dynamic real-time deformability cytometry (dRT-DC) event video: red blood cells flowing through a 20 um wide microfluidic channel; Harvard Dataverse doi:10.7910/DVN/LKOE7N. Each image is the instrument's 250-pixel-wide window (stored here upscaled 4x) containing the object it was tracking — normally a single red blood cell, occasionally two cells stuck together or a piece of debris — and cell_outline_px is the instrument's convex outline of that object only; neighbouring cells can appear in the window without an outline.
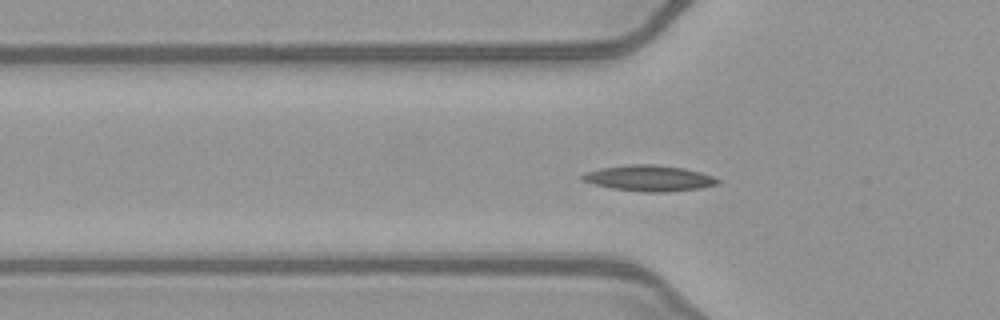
{"species": "common noctule bat (a hibernating species)", "species_latin": "Nyctalus noctula", "temperature_condition": "warm", "stored_images_in_passage": 52, "camera_frame_rate_fps": 3000, "um_per_image_px": 0.085, "animal": {"sex": "female", "body_mass_g": 21.9}, "frame": {"image": 1, "passage_image": 17, "time_ms": 5.333, "image_size_px": [1000, 320], "cell_outline_px": [[720, 184], [700, 188], [668, 192], [644, 192], [612, 188], [592, 184], [580, 180], [580, 176], [584, 172], [600, 168], [628, 164], [656, 164], [684, 168], [700, 172], [712, 176], [720, 180]], "centroid_in_image_um": [55.15, 15.14], "position_along_channel_um": 70.7, "area_um2": 20.63}}
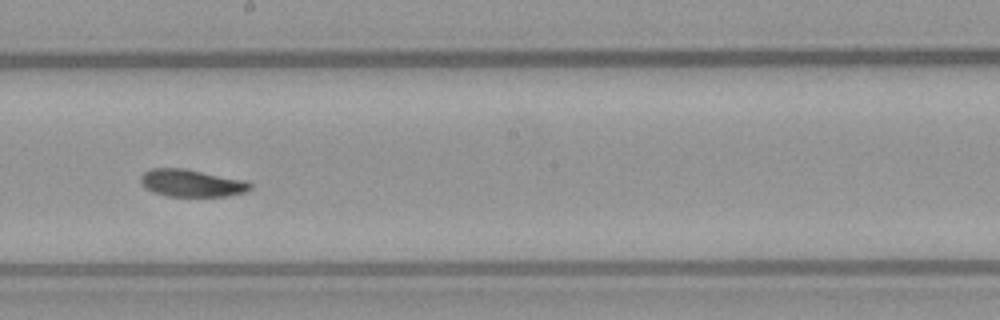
{"frame": {"image": 2, "passage_image": 29, "time_ms": 9.333, "image_size_px": [1000, 320], "cell_outline_px": [[252, 188], [244, 192], [228, 196], [168, 196], [152, 192], [144, 188], [140, 180], [140, 176], [144, 172], [152, 168], [184, 168], [248, 180], [252, 184]], "centroid_in_image_um": [16.3, 15.56], "position_along_channel_um": 231.9, "area_um2": 17.69}}
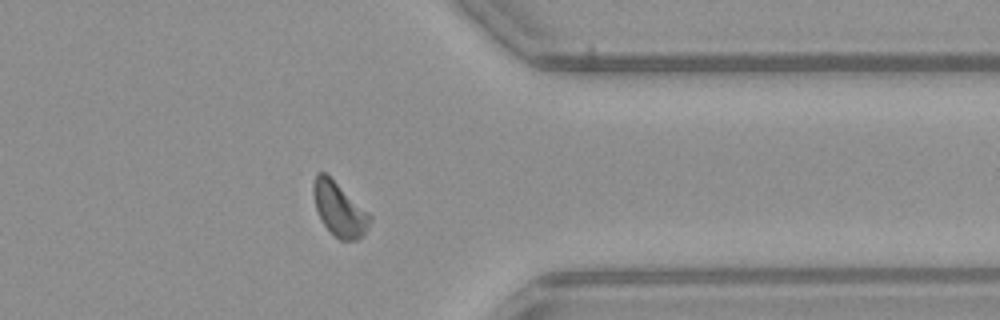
{"frame": {"image": 3, "passage_image": 41, "time_ms": 13.333, "image_size_px": [1000, 320], "cell_outline_px": [[372, 220], [364, 236], [356, 240], [340, 240], [320, 220], [316, 208], [312, 192], [312, 184], [316, 172], [324, 172], [368, 212], [372, 216]], "centroid_in_image_um": [28.83, 17.79], "position_along_channel_um": 382.6, "area_um2": 17.57}, "authors_computed_cell_mechanics": {"area_um2": 17.6868, "velocity_mm_per_s": 4.0054, "shape_relaxation_time_tau1_ms": 5.6627, "shape_relaxation_time_tau2_ms": null, "deformation_change_tau1": 0.1543, "deformation_change_tau2": null}}